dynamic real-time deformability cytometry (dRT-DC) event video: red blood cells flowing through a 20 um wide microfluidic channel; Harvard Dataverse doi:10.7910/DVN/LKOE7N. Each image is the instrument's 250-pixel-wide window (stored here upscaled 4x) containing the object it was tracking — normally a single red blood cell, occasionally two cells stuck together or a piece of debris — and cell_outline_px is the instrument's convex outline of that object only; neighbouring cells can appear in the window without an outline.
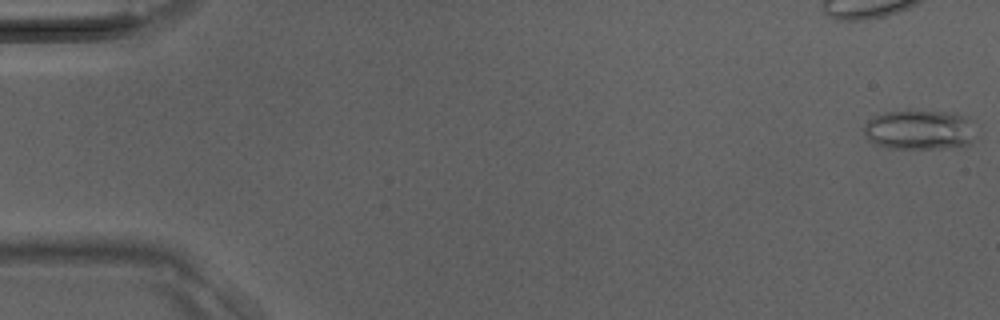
{"species": "Egyptian fruit bat (a non-hibernating species)", "species_latin": "Rousettus aegyptiacus", "temperature_condition": "room temperature", "stored_images_in_passage": 41, "camera_frame_rate_fps": 3000, "um_per_image_px": 0.085, "animal": {"sex": "male"}, "frame": {"image": 1, "passage_image": 1, "time_ms": 0.0, "image_size_px": [1000, 320], "cell_outline_px": [[972, 144], [944, 148], [888, 148], [876, 144], [868, 140], [864, 136], [864, 128], [868, 120], [884, 112], [908, 108], [952, 112], [972, 116]], "centroid_in_image_um": [78.16, 10.98], "position_along_channel_um": 6.8, "area_um2": 26.76}}
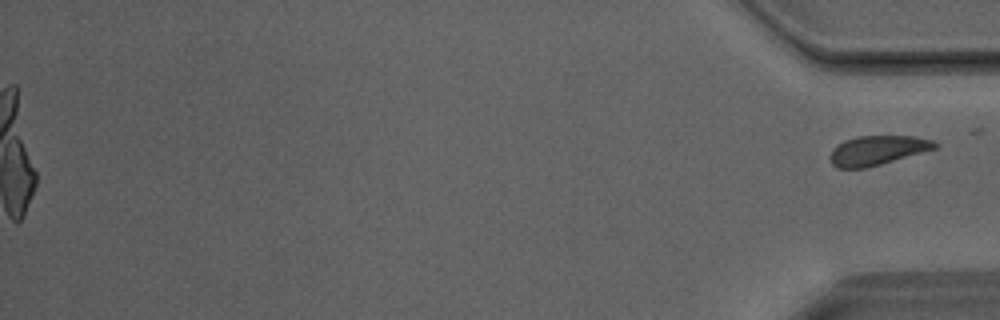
{"frame": {"image": 2, "passage_image": 41, "time_ms": 13.333, "image_size_px": [1000, 320], "cell_outline_px": [[940, 144], [936, 148], [868, 168], [836, 168], [832, 164], [828, 156], [832, 148], [836, 144], [844, 140], [860, 136], [916, 136], [932, 140]], "centroid_in_image_um": [74.54, 12.78], "position_along_channel_um": 360.7, "area_um2": 18.15}}